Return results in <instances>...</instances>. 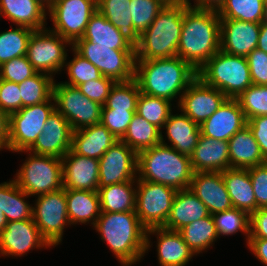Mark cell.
I'll return each mask as SVG.
<instances>
[{
  "label": "cell",
  "mask_w": 267,
  "mask_h": 266,
  "mask_svg": "<svg viewBox=\"0 0 267 266\" xmlns=\"http://www.w3.org/2000/svg\"><path fill=\"white\" fill-rule=\"evenodd\" d=\"M220 23L217 10L187 6L177 56L198 72L220 50Z\"/></svg>",
  "instance_id": "obj_1"
},
{
  "label": "cell",
  "mask_w": 267,
  "mask_h": 266,
  "mask_svg": "<svg viewBox=\"0 0 267 266\" xmlns=\"http://www.w3.org/2000/svg\"><path fill=\"white\" fill-rule=\"evenodd\" d=\"M198 77L197 71L178 56L135 60L134 79L140 92L166 99H177Z\"/></svg>",
  "instance_id": "obj_2"
},
{
  "label": "cell",
  "mask_w": 267,
  "mask_h": 266,
  "mask_svg": "<svg viewBox=\"0 0 267 266\" xmlns=\"http://www.w3.org/2000/svg\"><path fill=\"white\" fill-rule=\"evenodd\" d=\"M94 230L122 266L140 262L146 250V228L136 212H101Z\"/></svg>",
  "instance_id": "obj_3"
},
{
  "label": "cell",
  "mask_w": 267,
  "mask_h": 266,
  "mask_svg": "<svg viewBox=\"0 0 267 266\" xmlns=\"http://www.w3.org/2000/svg\"><path fill=\"white\" fill-rule=\"evenodd\" d=\"M193 173L189 156L162 143L137 153V179L185 190Z\"/></svg>",
  "instance_id": "obj_4"
},
{
  "label": "cell",
  "mask_w": 267,
  "mask_h": 266,
  "mask_svg": "<svg viewBox=\"0 0 267 266\" xmlns=\"http://www.w3.org/2000/svg\"><path fill=\"white\" fill-rule=\"evenodd\" d=\"M185 3L165 5L151 25L140 35L135 60H151L177 56Z\"/></svg>",
  "instance_id": "obj_5"
},
{
  "label": "cell",
  "mask_w": 267,
  "mask_h": 266,
  "mask_svg": "<svg viewBox=\"0 0 267 266\" xmlns=\"http://www.w3.org/2000/svg\"><path fill=\"white\" fill-rule=\"evenodd\" d=\"M197 73L206 85L220 90L231 99H237L253 84L247 58L230 55L221 50L214 54Z\"/></svg>",
  "instance_id": "obj_6"
},
{
  "label": "cell",
  "mask_w": 267,
  "mask_h": 266,
  "mask_svg": "<svg viewBox=\"0 0 267 266\" xmlns=\"http://www.w3.org/2000/svg\"><path fill=\"white\" fill-rule=\"evenodd\" d=\"M28 153L22 166L17 169L16 184L29 196H38L63 188L62 160L21 150Z\"/></svg>",
  "instance_id": "obj_7"
},
{
  "label": "cell",
  "mask_w": 267,
  "mask_h": 266,
  "mask_svg": "<svg viewBox=\"0 0 267 266\" xmlns=\"http://www.w3.org/2000/svg\"><path fill=\"white\" fill-rule=\"evenodd\" d=\"M72 48L97 67L102 76L115 82L134 79L135 50H116L113 46L95 45L88 40H76Z\"/></svg>",
  "instance_id": "obj_8"
},
{
  "label": "cell",
  "mask_w": 267,
  "mask_h": 266,
  "mask_svg": "<svg viewBox=\"0 0 267 266\" xmlns=\"http://www.w3.org/2000/svg\"><path fill=\"white\" fill-rule=\"evenodd\" d=\"M53 101V102H52ZM55 110L53 95L45 102L21 108L9 115L8 151L28 150L42 133L46 120Z\"/></svg>",
  "instance_id": "obj_9"
},
{
  "label": "cell",
  "mask_w": 267,
  "mask_h": 266,
  "mask_svg": "<svg viewBox=\"0 0 267 266\" xmlns=\"http://www.w3.org/2000/svg\"><path fill=\"white\" fill-rule=\"evenodd\" d=\"M32 218L42 237L51 247L62 243L64 229L71 226L66 201V189L35 196Z\"/></svg>",
  "instance_id": "obj_10"
},
{
  "label": "cell",
  "mask_w": 267,
  "mask_h": 266,
  "mask_svg": "<svg viewBox=\"0 0 267 266\" xmlns=\"http://www.w3.org/2000/svg\"><path fill=\"white\" fill-rule=\"evenodd\" d=\"M72 44L49 28L34 30L30 36L26 57L37 72L51 75L64 69L68 56L67 47Z\"/></svg>",
  "instance_id": "obj_11"
},
{
  "label": "cell",
  "mask_w": 267,
  "mask_h": 266,
  "mask_svg": "<svg viewBox=\"0 0 267 266\" xmlns=\"http://www.w3.org/2000/svg\"><path fill=\"white\" fill-rule=\"evenodd\" d=\"M55 82V109L66 118L73 131L101 123L102 105L90 100L77 87Z\"/></svg>",
  "instance_id": "obj_12"
},
{
  "label": "cell",
  "mask_w": 267,
  "mask_h": 266,
  "mask_svg": "<svg viewBox=\"0 0 267 266\" xmlns=\"http://www.w3.org/2000/svg\"><path fill=\"white\" fill-rule=\"evenodd\" d=\"M176 192L173 187L137 179L135 212L146 229L165 224Z\"/></svg>",
  "instance_id": "obj_13"
},
{
  "label": "cell",
  "mask_w": 267,
  "mask_h": 266,
  "mask_svg": "<svg viewBox=\"0 0 267 266\" xmlns=\"http://www.w3.org/2000/svg\"><path fill=\"white\" fill-rule=\"evenodd\" d=\"M97 10V0H55L47 12L54 26L49 29L73 44L83 37Z\"/></svg>",
  "instance_id": "obj_14"
},
{
  "label": "cell",
  "mask_w": 267,
  "mask_h": 266,
  "mask_svg": "<svg viewBox=\"0 0 267 266\" xmlns=\"http://www.w3.org/2000/svg\"><path fill=\"white\" fill-rule=\"evenodd\" d=\"M137 179V153L118 140L99 159L98 189Z\"/></svg>",
  "instance_id": "obj_15"
},
{
  "label": "cell",
  "mask_w": 267,
  "mask_h": 266,
  "mask_svg": "<svg viewBox=\"0 0 267 266\" xmlns=\"http://www.w3.org/2000/svg\"><path fill=\"white\" fill-rule=\"evenodd\" d=\"M227 97L218 89L206 85L197 77L177 100L181 110L198 125L208 119L224 103Z\"/></svg>",
  "instance_id": "obj_16"
},
{
  "label": "cell",
  "mask_w": 267,
  "mask_h": 266,
  "mask_svg": "<svg viewBox=\"0 0 267 266\" xmlns=\"http://www.w3.org/2000/svg\"><path fill=\"white\" fill-rule=\"evenodd\" d=\"M51 248L33 219L11 221L0 233V257H22L34 249Z\"/></svg>",
  "instance_id": "obj_17"
},
{
  "label": "cell",
  "mask_w": 267,
  "mask_h": 266,
  "mask_svg": "<svg viewBox=\"0 0 267 266\" xmlns=\"http://www.w3.org/2000/svg\"><path fill=\"white\" fill-rule=\"evenodd\" d=\"M72 132L69 122L55 109L28 151L61 159L71 149Z\"/></svg>",
  "instance_id": "obj_18"
},
{
  "label": "cell",
  "mask_w": 267,
  "mask_h": 266,
  "mask_svg": "<svg viewBox=\"0 0 267 266\" xmlns=\"http://www.w3.org/2000/svg\"><path fill=\"white\" fill-rule=\"evenodd\" d=\"M261 23L221 19L220 50L235 56L247 57L257 48Z\"/></svg>",
  "instance_id": "obj_19"
},
{
  "label": "cell",
  "mask_w": 267,
  "mask_h": 266,
  "mask_svg": "<svg viewBox=\"0 0 267 266\" xmlns=\"http://www.w3.org/2000/svg\"><path fill=\"white\" fill-rule=\"evenodd\" d=\"M150 235L157 236V258L160 266H186L192 257L196 256L178 231H171L162 227L146 229L145 253H148L153 245Z\"/></svg>",
  "instance_id": "obj_20"
},
{
  "label": "cell",
  "mask_w": 267,
  "mask_h": 266,
  "mask_svg": "<svg viewBox=\"0 0 267 266\" xmlns=\"http://www.w3.org/2000/svg\"><path fill=\"white\" fill-rule=\"evenodd\" d=\"M61 160L63 188L98 191L99 159L78 155L70 149Z\"/></svg>",
  "instance_id": "obj_21"
},
{
  "label": "cell",
  "mask_w": 267,
  "mask_h": 266,
  "mask_svg": "<svg viewBox=\"0 0 267 266\" xmlns=\"http://www.w3.org/2000/svg\"><path fill=\"white\" fill-rule=\"evenodd\" d=\"M246 125L247 119L238 100L227 98L215 113L200 124V129L204 136L229 141Z\"/></svg>",
  "instance_id": "obj_22"
},
{
  "label": "cell",
  "mask_w": 267,
  "mask_h": 266,
  "mask_svg": "<svg viewBox=\"0 0 267 266\" xmlns=\"http://www.w3.org/2000/svg\"><path fill=\"white\" fill-rule=\"evenodd\" d=\"M210 215L233 208L222 172H194L189 186Z\"/></svg>",
  "instance_id": "obj_23"
},
{
  "label": "cell",
  "mask_w": 267,
  "mask_h": 266,
  "mask_svg": "<svg viewBox=\"0 0 267 266\" xmlns=\"http://www.w3.org/2000/svg\"><path fill=\"white\" fill-rule=\"evenodd\" d=\"M190 160L194 172H222L230 168L229 143L200 134Z\"/></svg>",
  "instance_id": "obj_24"
},
{
  "label": "cell",
  "mask_w": 267,
  "mask_h": 266,
  "mask_svg": "<svg viewBox=\"0 0 267 266\" xmlns=\"http://www.w3.org/2000/svg\"><path fill=\"white\" fill-rule=\"evenodd\" d=\"M180 114L173 112L170 113L168 120L164 123V130L166 133L161 132V143L173 147L179 153L191 156L201 134L200 125L190 119L181 110ZM166 134L168 142H165L163 134Z\"/></svg>",
  "instance_id": "obj_25"
},
{
  "label": "cell",
  "mask_w": 267,
  "mask_h": 266,
  "mask_svg": "<svg viewBox=\"0 0 267 266\" xmlns=\"http://www.w3.org/2000/svg\"><path fill=\"white\" fill-rule=\"evenodd\" d=\"M209 215L206 205L189 188L177 190L169 216L162 228L179 231L184 226Z\"/></svg>",
  "instance_id": "obj_26"
},
{
  "label": "cell",
  "mask_w": 267,
  "mask_h": 266,
  "mask_svg": "<svg viewBox=\"0 0 267 266\" xmlns=\"http://www.w3.org/2000/svg\"><path fill=\"white\" fill-rule=\"evenodd\" d=\"M118 139L102 124L72 132L71 150L88 158L100 159Z\"/></svg>",
  "instance_id": "obj_27"
},
{
  "label": "cell",
  "mask_w": 267,
  "mask_h": 266,
  "mask_svg": "<svg viewBox=\"0 0 267 266\" xmlns=\"http://www.w3.org/2000/svg\"><path fill=\"white\" fill-rule=\"evenodd\" d=\"M47 12L36 0H0V20L4 16L16 26L44 29Z\"/></svg>",
  "instance_id": "obj_28"
},
{
  "label": "cell",
  "mask_w": 267,
  "mask_h": 266,
  "mask_svg": "<svg viewBox=\"0 0 267 266\" xmlns=\"http://www.w3.org/2000/svg\"><path fill=\"white\" fill-rule=\"evenodd\" d=\"M228 143L230 168L249 169L267 162L247 125L236 132Z\"/></svg>",
  "instance_id": "obj_29"
},
{
  "label": "cell",
  "mask_w": 267,
  "mask_h": 266,
  "mask_svg": "<svg viewBox=\"0 0 267 266\" xmlns=\"http://www.w3.org/2000/svg\"><path fill=\"white\" fill-rule=\"evenodd\" d=\"M66 201L71 225L96 224L101 213L98 191L66 189Z\"/></svg>",
  "instance_id": "obj_30"
},
{
  "label": "cell",
  "mask_w": 267,
  "mask_h": 266,
  "mask_svg": "<svg viewBox=\"0 0 267 266\" xmlns=\"http://www.w3.org/2000/svg\"><path fill=\"white\" fill-rule=\"evenodd\" d=\"M228 194L234 208L251 215L256 211V198L248 169L228 168L222 171Z\"/></svg>",
  "instance_id": "obj_31"
},
{
  "label": "cell",
  "mask_w": 267,
  "mask_h": 266,
  "mask_svg": "<svg viewBox=\"0 0 267 266\" xmlns=\"http://www.w3.org/2000/svg\"><path fill=\"white\" fill-rule=\"evenodd\" d=\"M95 45L113 46L116 50H135L110 21L98 10L89 19L82 38Z\"/></svg>",
  "instance_id": "obj_32"
},
{
  "label": "cell",
  "mask_w": 267,
  "mask_h": 266,
  "mask_svg": "<svg viewBox=\"0 0 267 266\" xmlns=\"http://www.w3.org/2000/svg\"><path fill=\"white\" fill-rule=\"evenodd\" d=\"M136 181L134 179L99 188L101 212H135Z\"/></svg>",
  "instance_id": "obj_33"
},
{
  "label": "cell",
  "mask_w": 267,
  "mask_h": 266,
  "mask_svg": "<svg viewBox=\"0 0 267 266\" xmlns=\"http://www.w3.org/2000/svg\"><path fill=\"white\" fill-rule=\"evenodd\" d=\"M131 0H97L98 11L110 21L134 48L140 41V35L134 29L131 12Z\"/></svg>",
  "instance_id": "obj_34"
},
{
  "label": "cell",
  "mask_w": 267,
  "mask_h": 266,
  "mask_svg": "<svg viewBox=\"0 0 267 266\" xmlns=\"http://www.w3.org/2000/svg\"><path fill=\"white\" fill-rule=\"evenodd\" d=\"M178 232L196 256L208 251L219 238L212 215L192 222Z\"/></svg>",
  "instance_id": "obj_35"
},
{
  "label": "cell",
  "mask_w": 267,
  "mask_h": 266,
  "mask_svg": "<svg viewBox=\"0 0 267 266\" xmlns=\"http://www.w3.org/2000/svg\"><path fill=\"white\" fill-rule=\"evenodd\" d=\"M136 153L161 143V130L135 113L124 136L120 139Z\"/></svg>",
  "instance_id": "obj_36"
},
{
  "label": "cell",
  "mask_w": 267,
  "mask_h": 266,
  "mask_svg": "<svg viewBox=\"0 0 267 266\" xmlns=\"http://www.w3.org/2000/svg\"><path fill=\"white\" fill-rule=\"evenodd\" d=\"M267 0H225L217 13L221 19L261 23Z\"/></svg>",
  "instance_id": "obj_37"
},
{
  "label": "cell",
  "mask_w": 267,
  "mask_h": 266,
  "mask_svg": "<svg viewBox=\"0 0 267 266\" xmlns=\"http://www.w3.org/2000/svg\"><path fill=\"white\" fill-rule=\"evenodd\" d=\"M54 80L49 74L37 72L18 84L22 108L47 101L53 95Z\"/></svg>",
  "instance_id": "obj_38"
},
{
  "label": "cell",
  "mask_w": 267,
  "mask_h": 266,
  "mask_svg": "<svg viewBox=\"0 0 267 266\" xmlns=\"http://www.w3.org/2000/svg\"><path fill=\"white\" fill-rule=\"evenodd\" d=\"M33 31L27 27L16 26L0 32V66L14 58L26 55Z\"/></svg>",
  "instance_id": "obj_39"
},
{
  "label": "cell",
  "mask_w": 267,
  "mask_h": 266,
  "mask_svg": "<svg viewBox=\"0 0 267 266\" xmlns=\"http://www.w3.org/2000/svg\"><path fill=\"white\" fill-rule=\"evenodd\" d=\"M172 104L174 105V103L166 99L140 92L137 100L136 113L149 123L154 124L162 132L164 123L168 120L172 112Z\"/></svg>",
  "instance_id": "obj_40"
},
{
  "label": "cell",
  "mask_w": 267,
  "mask_h": 266,
  "mask_svg": "<svg viewBox=\"0 0 267 266\" xmlns=\"http://www.w3.org/2000/svg\"><path fill=\"white\" fill-rule=\"evenodd\" d=\"M217 234L221 236H232L237 232H241L246 236V243L250 237V215L240 209L231 208L223 212L212 215Z\"/></svg>",
  "instance_id": "obj_41"
},
{
  "label": "cell",
  "mask_w": 267,
  "mask_h": 266,
  "mask_svg": "<svg viewBox=\"0 0 267 266\" xmlns=\"http://www.w3.org/2000/svg\"><path fill=\"white\" fill-rule=\"evenodd\" d=\"M139 95L140 89L135 79L115 82L102 109L136 111Z\"/></svg>",
  "instance_id": "obj_42"
},
{
  "label": "cell",
  "mask_w": 267,
  "mask_h": 266,
  "mask_svg": "<svg viewBox=\"0 0 267 266\" xmlns=\"http://www.w3.org/2000/svg\"><path fill=\"white\" fill-rule=\"evenodd\" d=\"M73 57L71 60L65 62L63 70H66L68 80L64 84L78 87L80 84L91 80H97L102 77L101 72L90 61L78 54L72 47Z\"/></svg>",
  "instance_id": "obj_43"
},
{
  "label": "cell",
  "mask_w": 267,
  "mask_h": 266,
  "mask_svg": "<svg viewBox=\"0 0 267 266\" xmlns=\"http://www.w3.org/2000/svg\"><path fill=\"white\" fill-rule=\"evenodd\" d=\"M31 197L24 192L14 179L8 181V197L5 216L8 222L33 219V206L25 198Z\"/></svg>",
  "instance_id": "obj_44"
},
{
  "label": "cell",
  "mask_w": 267,
  "mask_h": 266,
  "mask_svg": "<svg viewBox=\"0 0 267 266\" xmlns=\"http://www.w3.org/2000/svg\"><path fill=\"white\" fill-rule=\"evenodd\" d=\"M237 100L247 120L267 115V85L252 84Z\"/></svg>",
  "instance_id": "obj_45"
},
{
  "label": "cell",
  "mask_w": 267,
  "mask_h": 266,
  "mask_svg": "<svg viewBox=\"0 0 267 266\" xmlns=\"http://www.w3.org/2000/svg\"><path fill=\"white\" fill-rule=\"evenodd\" d=\"M164 6L160 0H131V19L139 35L151 25Z\"/></svg>",
  "instance_id": "obj_46"
},
{
  "label": "cell",
  "mask_w": 267,
  "mask_h": 266,
  "mask_svg": "<svg viewBox=\"0 0 267 266\" xmlns=\"http://www.w3.org/2000/svg\"><path fill=\"white\" fill-rule=\"evenodd\" d=\"M37 73L26 55L14 58L0 66V79L20 84Z\"/></svg>",
  "instance_id": "obj_47"
},
{
  "label": "cell",
  "mask_w": 267,
  "mask_h": 266,
  "mask_svg": "<svg viewBox=\"0 0 267 266\" xmlns=\"http://www.w3.org/2000/svg\"><path fill=\"white\" fill-rule=\"evenodd\" d=\"M136 111L101 109V123L120 140Z\"/></svg>",
  "instance_id": "obj_48"
},
{
  "label": "cell",
  "mask_w": 267,
  "mask_h": 266,
  "mask_svg": "<svg viewBox=\"0 0 267 266\" xmlns=\"http://www.w3.org/2000/svg\"><path fill=\"white\" fill-rule=\"evenodd\" d=\"M114 84L115 81L113 79L102 76L100 79L80 84L77 88L90 100L104 106L110 89Z\"/></svg>",
  "instance_id": "obj_49"
},
{
  "label": "cell",
  "mask_w": 267,
  "mask_h": 266,
  "mask_svg": "<svg viewBox=\"0 0 267 266\" xmlns=\"http://www.w3.org/2000/svg\"><path fill=\"white\" fill-rule=\"evenodd\" d=\"M20 89L17 83L0 79V110L8 116L22 108Z\"/></svg>",
  "instance_id": "obj_50"
},
{
  "label": "cell",
  "mask_w": 267,
  "mask_h": 266,
  "mask_svg": "<svg viewBox=\"0 0 267 266\" xmlns=\"http://www.w3.org/2000/svg\"><path fill=\"white\" fill-rule=\"evenodd\" d=\"M256 198V210L267 207V162L248 169Z\"/></svg>",
  "instance_id": "obj_51"
},
{
  "label": "cell",
  "mask_w": 267,
  "mask_h": 266,
  "mask_svg": "<svg viewBox=\"0 0 267 266\" xmlns=\"http://www.w3.org/2000/svg\"><path fill=\"white\" fill-rule=\"evenodd\" d=\"M246 58L252 83L267 85V53L256 48Z\"/></svg>",
  "instance_id": "obj_52"
},
{
  "label": "cell",
  "mask_w": 267,
  "mask_h": 266,
  "mask_svg": "<svg viewBox=\"0 0 267 266\" xmlns=\"http://www.w3.org/2000/svg\"><path fill=\"white\" fill-rule=\"evenodd\" d=\"M247 126L257 141L263 158L267 161V115L247 120Z\"/></svg>",
  "instance_id": "obj_53"
},
{
  "label": "cell",
  "mask_w": 267,
  "mask_h": 266,
  "mask_svg": "<svg viewBox=\"0 0 267 266\" xmlns=\"http://www.w3.org/2000/svg\"><path fill=\"white\" fill-rule=\"evenodd\" d=\"M267 239V207L258 208L250 215V237Z\"/></svg>",
  "instance_id": "obj_54"
},
{
  "label": "cell",
  "mask_w": 267,
  "mask_h": 266,
  "mask_svg": "<svg viewBox=\"0 0 267 266\" xmlns=\"http://www.w3.org/2000/svg\"><path fill=\"white\" fill-rule=\"evenodd\" d=\"M246 246L262 264L267 266V239L249 238Z\"/></svg>",
  "instance_id": "obj_55"
},
{
  "label": "cell",
  "mask_w": 267,
  "mask_h": 266,
  "mask_svg": "<svg viewBox=\"0 0 267 266\" xmlns=\"http://www.w3.org/2000/svg\"><path fill=\"white\" fill-rule=\"evenodd\" d=\"M8 128H9V116L0 110V142L8 150Z\"/></svg>",
  "instance_id": "obj_56"
},
{
  "label": "cell",
  "mask_w": 267,
  "mask_h": 266,
  "mask_svg": "<svg viewBox=\"0 0 267 266\" xmlns=\"http://www.w3.org/2000/svg\"><path fill=\"white\" fill-rule=\"evenodd\" d=\"M225 0H194V5H188L193 8L218 10Z\"/></svg>",
  "instance_id": "obj_57"
},
{
  "label": "cell",
  "mask_w": 267,
  "mask_h": 266,
  "mask_svg": "<svg viewBox=\"0 0 267 266\" xmlns=\"http://www.w3.org/2000/svg\"><path fill=\"white\" fill-rule=\"evenodd\" d=\"M257 49L267 53V23L261 22Z\"/></svg>",
  "instance_id": "obj_58"
},
{
  "label": "cell",
  "mask_w": 267,
  "mask_h": 266,
  "mask_svg": "<svg viewBox=\"0 0 267 266\" xmlns=\"http://www.w3.org/2000/svg\"><path fill=\"white\" fill-rule=\"evenodd\" d=\"M8 197V181L0 183V210L5 214Z\"/></svg>",
  "instance_id": "obj_59"
},
{
  "label": "cell",
  "mask_w": 267,
  "mask_h": 266,
  "mask_svg": "<svg viewBox=\"0 0 267 266\" xmlns=\"http://www.w3.org/2000/svg\"><path fill=\"white\" fill-rule=\"evenodd\" d=\"M41 6H43L47 11L52 7L55 0H36Z\"/></svg>",
  "instance_id": "obj_60"
},
{
  "label": "cell",
  "mask_w": 267,
  "mask_h": 266,
  "mask_svg": "<svg viewBox=\"0 0 267 266\" xmlns=\"http://www.w3.org/2000/svg\"><path fill=\"white\" fill-rule=\"evenodd\" d=\"M8 221L6 219V216L4 215V213L0 210V233L2 232V230L5 228V226L7 225Z\"/></svg>",
  "instance_id": "obj_61"
},
{
  "label": "cell",
  "mask_w": 267,
  "mask_h": 266,
  "mask_svg": "<svg viewBox=\"0 0 267 266\" xmlns=\"http://www.w3.org/2000/svg\"><path fill=\"white\" fill-rule=\"evenodd\" d=\"M165 5L181 4L179 0H160Z\"/></svg>",
  "instance_id": "obj_62"
},
{
  "label": "cell",
  "mask_w": 267,
  "mask_h": 266,
  "mask_svg": "<svg viewBox=\"0 0 267 266\" xmlns=\"http://www.w3.org/2000/svg\"><path fill=\"white\" fill-rule=\"evenodd\" d=\"M263 22H264V23H267V2H266V5H265V12H264V19H263Z\"/></svg>",
  "instance_id": "obj_63"
},
{
  "label": "cell",
  "mask_w": 267,
  "mask_h": 266,
  "mask_svg": "<svg viewBox=\"0 0 267 266\" xmlns=\"http://www.w3.org/2000/svg\"><path fill=\"white\" fill-rule=\"evenodd\" d=\"M181 3H185L187 5H192L191 0H179Z\"/></svg>",
  "instance_id": "obj_64"
},
{
  "label": "cell",
  "mask_w": 267,
  "mask_h": 266,
  "mask_svg": "<svg viewBox=\"0 0 267 266\" xmlns=\"http://www.w3.org/2000/svg\"><path fill=\"white\" fill-rule=\"evenodd\" d=\"M1 149H6L7 150V148L0 142V151H3Z\"/></svg>",
  "instance_id": "obj_65"
}]
</instances>
